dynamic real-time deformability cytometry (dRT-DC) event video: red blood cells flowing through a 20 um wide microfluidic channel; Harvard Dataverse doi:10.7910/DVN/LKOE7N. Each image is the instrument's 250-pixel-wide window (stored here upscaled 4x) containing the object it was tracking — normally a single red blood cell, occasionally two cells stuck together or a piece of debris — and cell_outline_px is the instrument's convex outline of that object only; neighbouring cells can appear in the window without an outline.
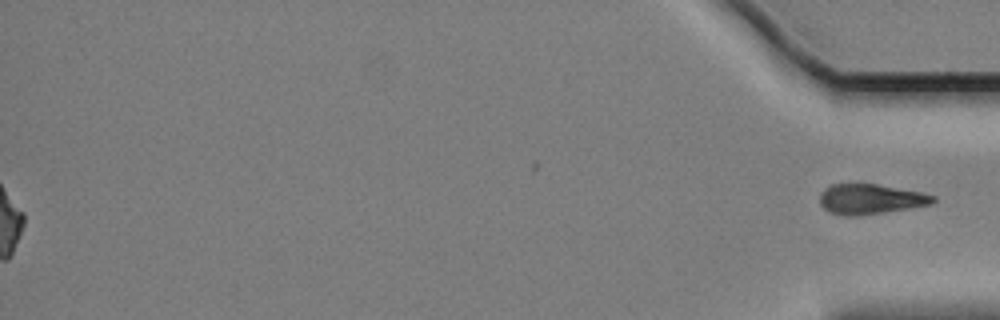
{"species": "Egyptian fruit bat (a non-hibernating species)", "species_latin": "Rousettus aegyptiacus", "temperature_condition": "cold", "stored_images_in_passage": 60, "segment_of_instrument_passage": [2, 2], "camera_frame_rate_fps": 3000, "um_per_image_px": 0.085, "animal": {"sex": "female"}, "frame": {"image": 1, "passage_image": 60, "time_ms": 19.667, "image_size_px": [1000, 320], "cell_outline_px": [[936, 200], [932, 204], [884, 212], [856, 216], [844, 216], [828, 212], [820, 204], [820, 192], [824, 188], [832, 184], [876, 184], [920, 192], [936, 196]], "centroid_in_image_um": [73.95, 16.93], "position_along_channel_um": 361.2, "area_um2": 19.83}}